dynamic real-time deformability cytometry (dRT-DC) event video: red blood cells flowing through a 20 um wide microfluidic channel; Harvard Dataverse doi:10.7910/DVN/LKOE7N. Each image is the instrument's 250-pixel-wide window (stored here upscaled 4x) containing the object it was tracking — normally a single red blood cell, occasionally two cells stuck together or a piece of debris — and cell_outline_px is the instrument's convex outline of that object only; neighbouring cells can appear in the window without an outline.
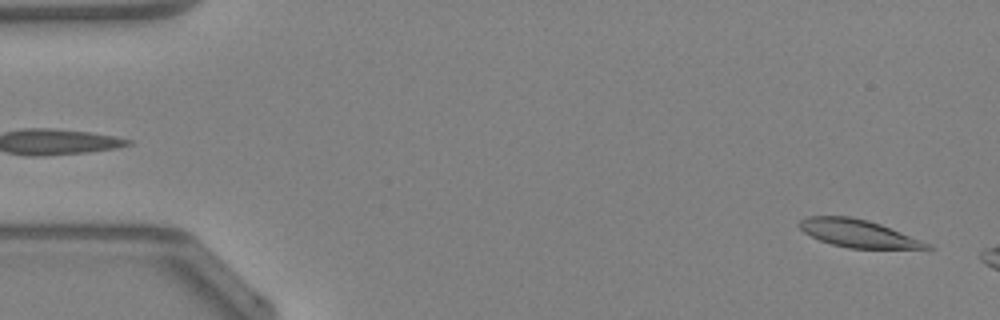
{"species": "Egyptian fruit bat (a non-hibernating species)", "species_latin": "Rousettus aegyptiacus", "temperature_condition": "warm", "stored_images_in_passage": 14, "camera_frame_rate_fps": 3000, "um_per_image_px": 0.085, "animal": {"sex": "female"}, "frame": {"image": 1, "passage_image": 1, "time_ms": 0.0, "image_size_px": [1000, 320], "cell_outline_px": [[936, 248], [848, 248], [832, 244], [820, 240], [804, 232], [796, 224], [800, 220], [808, 216], [848, 216], [868, 220], [880, 224], [900, 232], [928, 244]], "centroid_in_image_um": [72.84, 19.82], "position_along_channel_um": 12.2, "area_um2": 20.06}}